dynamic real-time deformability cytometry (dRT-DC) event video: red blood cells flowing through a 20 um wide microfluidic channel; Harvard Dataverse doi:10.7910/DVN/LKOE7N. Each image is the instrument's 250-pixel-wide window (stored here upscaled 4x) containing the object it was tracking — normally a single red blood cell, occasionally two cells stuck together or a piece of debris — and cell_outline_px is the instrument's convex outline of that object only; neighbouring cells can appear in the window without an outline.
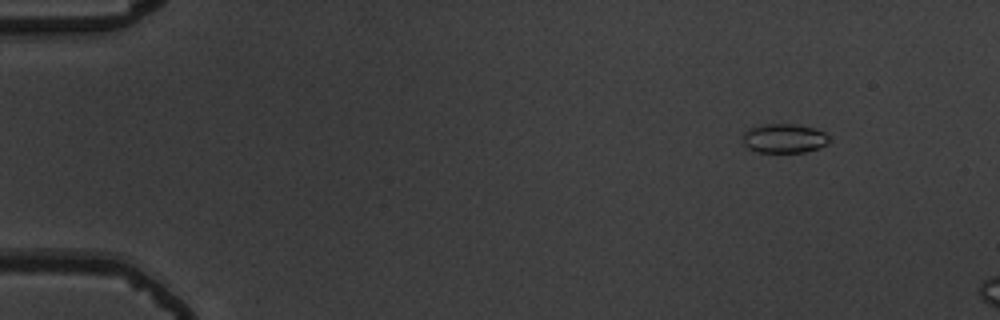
{"species": "common noctule bat (a hibernating species)", "species_latin": "Nyctalus noctula", "temperature_condition": "warm", "stored_images_in_passage": 18, "camera_frame_rate_fps": 3000, "um_per_image_px": 0.085, "animal": {"sex": "male", "body_mass_g": 19.5, "forearm_length_mm": 54.6}, "frame": {"image": 1, "passage_image": 6, "time_ms": 1.667, "image_size_px": [1000, 320], "cell_outline_px": [[828, 140], [820, 148], [804, 152], [760, 152], [748, 148], [744, 144], [744, 132], [752, 128], [764, 124], [796, 124], [816, 128], [824, 132], [828, 136]], "centroid_in_image_um": [66.67, 11.76], "position_along_channel_um": 18.3, "area_um2": 14.51}}